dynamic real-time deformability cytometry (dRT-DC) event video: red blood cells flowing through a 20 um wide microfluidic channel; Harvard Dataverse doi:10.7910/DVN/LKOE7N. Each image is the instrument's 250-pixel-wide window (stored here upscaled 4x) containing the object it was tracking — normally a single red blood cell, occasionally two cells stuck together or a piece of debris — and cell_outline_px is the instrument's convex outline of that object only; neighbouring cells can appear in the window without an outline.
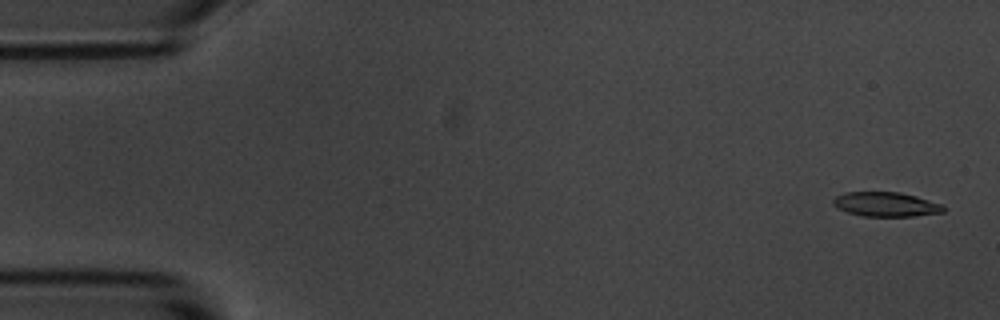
{"species": "common noctule bat (a hibernating species)", "species_latin": "Nyctalus noctula", "temperature_condition": "room temperature", "stored_images_in_passage": 4, "camera_frame_rate_fps": 3000, "um_per_image_px": 0.085, "animal": {"sex": "male", "body_mass_g": 20.1, "forearm_length_mm": 53.5}, "frame": {"image": 1, "passage_image": 1, "time_ms": 0.0, "image_size_px": [1000, 320], "cell_outline_px": [[944, 212], [912, 216], [864, 216], [848, 212], [836, 208], [832, 204], [832, 200], [836, 196], [844, 192], [900, 192], [916, 196], [944, 204]], "centroid_in_image_um": [75.29, 17.36], "position_along_channel_um": 9.7, "area_um2": 15.78}}